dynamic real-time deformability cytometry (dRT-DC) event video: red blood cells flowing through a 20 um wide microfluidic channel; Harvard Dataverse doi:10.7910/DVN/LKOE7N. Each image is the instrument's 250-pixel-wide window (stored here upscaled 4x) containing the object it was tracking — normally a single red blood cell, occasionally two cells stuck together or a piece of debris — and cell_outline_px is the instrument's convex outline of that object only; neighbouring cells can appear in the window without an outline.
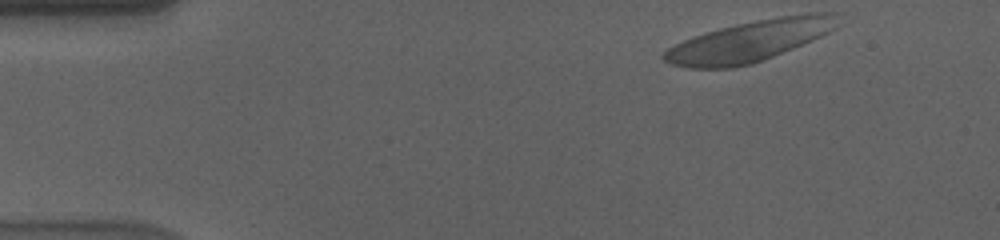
{"species": "human", "species_latin": "Homo sapiens", "temperature_condition": "cold", "stored_images_in_passage": 49, "camera_frame_rate_fps": 3000, "um_per_image_px": 0.085, "donor": {"sex": "male"}, "frame": {"image": 1, "passage_image": 1, "time_ms": 0.0, "image_size_px": [1000, 240], "cell_outline_px": [[836, 28], [812, 40], [752, 64], [732, 68], [688, 68], [672, 64], [664, 60], [660, 56], [668, 48], [684, 40], [720, 28], [736, 24], [756, 20], [780, 16], [808, 12], [836, 12]], "centroid_in_image_um": [63.72, 3.48], "position_along_channel_um": 21.3, "area_um2": 40.98}}
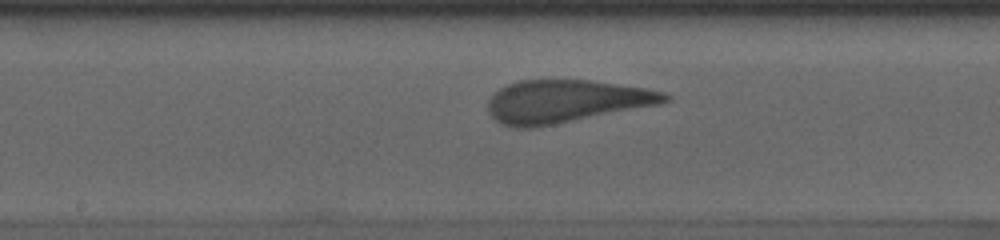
{"frame": {"image": 2, "passage_image": 22, "time_ms": 7.0, "image_size_px": [1000, 240], "cell_outline_px": [[672, 100], [664, 104], [532, 128], [512, 128], [496, 120], [488, 112], [488, 100], [500, 88], [508, 84], [520, 80], [592, 80], [648, 88], [664, 92], [672, 96]], "centroid_in_image_um": [48.17, 8.61], "position_along_channel_um": 200.0, "area_um2": 44.39}}
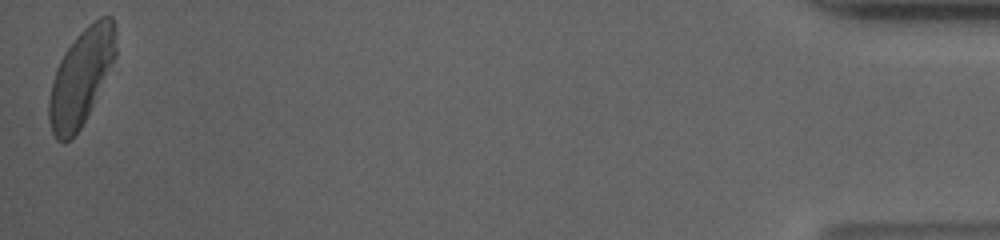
{"frame": {"image": 3, "passage_image": 49, "time_ms": 16.0, "image_size_px": [1000, 240], "cell_outline_px": [[116, 56], [80, 128], [68, 140], [56, 140], [52, 132], [48, 120], [48, 100], [52, 80], [56, 68], [64, 52], [76, 36], [88, 24], [100, 16], [112, 16], [116, 32]], "centroid_in_image_um": [6.87, 6.51], "position_along_channel_um": 428.3, "area_um2": 36.82}, "authors_computed_cell_mechanics": {"area_um2": 43.8702, "velocity_mm_per_s": 3.5516, "shape_relaxation_time_tau1_ms": 8.143, "shape_relaxation_time_tau2_ms": 0.9152, "deformation_change_tau1": 0.1991, "deformation_change_tau2": 0.067}}